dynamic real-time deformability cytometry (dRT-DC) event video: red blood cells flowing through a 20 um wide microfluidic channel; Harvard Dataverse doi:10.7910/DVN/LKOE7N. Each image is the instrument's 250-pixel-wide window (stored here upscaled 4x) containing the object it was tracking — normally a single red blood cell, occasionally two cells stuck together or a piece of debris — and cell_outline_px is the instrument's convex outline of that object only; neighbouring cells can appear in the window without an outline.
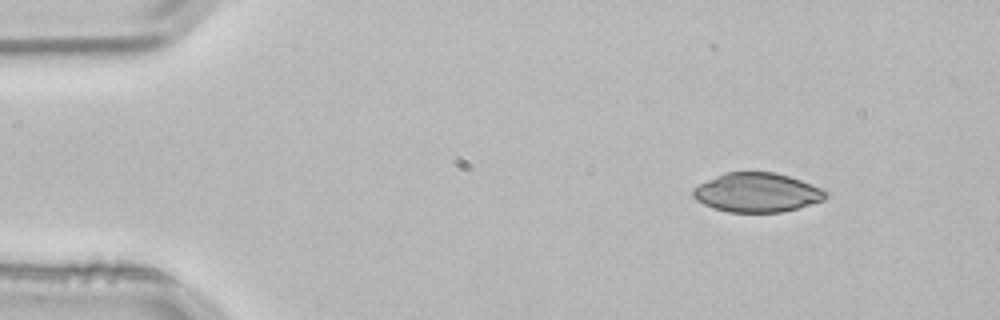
{"species": "common noctule bat (a hibernating species)", "species_latin": "Nyctalus noctula", "temperature_condition": "room temperature", "stored_images_in_passage": 4, "segment_of_instrument_passage": [1, 2], "camera_frame_rate_fps": 3000, "um_per_image_px": 0.085, "animal": {"sex": "male", "body_mass_g": 21.5, "forearm_length_mm": 52.0}, "frame": {"image": 1, "passage_image": 1, "time_ms": 0.0, "image_size_px": [1000, 320], "cell_outline_px": [[828, 196], [824, 200], [796, 208], [780, 212], [728, 212], [712, 208], [696, 200], [692, 196], [692, 188], [724, 172], [776, 172], [800, 180], [820, 188], [828, 192]], "centroid_in_image_um": [64.32, 16.36], "position_along_channel_um": 20.7, "area_um2": 30.17}}